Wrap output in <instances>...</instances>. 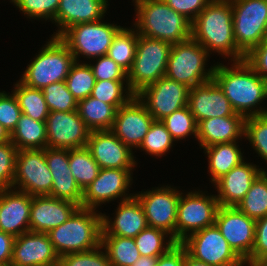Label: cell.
I'll return each instance as SVG.
<instances>
[{
	"mask_svg": "<svg viewBox=\"0 0 267 266\" xmlns=\"http://www.w3.org/2000/svg\"><path fill=\"white\" fill-rule=\"evenodd\" d=\"M47 235L59 257L92 250L101 245L102 213L78 207L64 223Z\"/></svg>",
	"mask_w": 267,
	"mask_h": 266,
	"instance_id": "cell-4",
	"label": "cell"
},
{
	"mask_svg": "<svg viewBox=\"0 0 267 266\" xmlns=\"http://www.w3.org/2000/svg\"><path fill=\"white\" fill-rule=\"evenodd\" d=\"M187 251L181 243H175L165 254L158 257L156 266H184Z\"/></svg>",
	"mask_w": 267,
	"mask_h": 266,
	"instance_id": "cell-53",
	"label": "cell"
},
{
	"mask_svg": "<svg viewBox=\"0 0 267 266\" xmlns=\"http://www.w3.org/2000/svg\"><path fill=\"white\" fill-rule=\"evenodd\" d=\"M245 118L235 113L231 116L208 118L197 124L200 147L231 143L244 136Z\"/></svg>",
	"mask_w": 267,
	"mask_h": 266,
	"instance_id": "cell-27",
	"label": "cell"
},
{
	"mask_svg": "<svg viewBox=\"0 0 267 266\" xmlns=\"http://www.w3.org/2000/svg\"><path fill=\"white\" fill-rule=\"evenodd\" d=\"M244 60L267 81V36L257 47L245 55Z\"/></svg>",
	"mask_w": 267,
	"mask_h": 266,
	"instance_id": "cell-52",
	"label": "cell"
},
{
	"mask_svg": "<svg viewBox=\"0 0 267 266\" xmlns=\"http://www.w3.org/2000/svg\"><path fill=\"white\" fill-rule=\"evenodd\" d=\"M59 263L47 233L28 231L14 241L10 266H51Z\"/></svg>",
	"mask_w": 267,
	"mask_h": 266,
	"instance_id": "cell-20",
	"label": "cell"
},
{
	"mask_svg": "<svg viewBox=\"0 0 267 266\" xmlns=\"http://www.w3.org/2000/svg\"><path fill=\"white\" fill-rule=\"evenodd\" d=\"M52 190L48 196L71 201L81 207L83 191L76 183L72 173L52 174Z\"/></svg>",
	"mask_w": 267,
	"mask_h": 266,
	"instance_id": "cell-43",
	"label": "cell"
},
{
	"mask_svg": "<svg viewBox=\"0 0 267 266\" xmlns=\"http://www.w3.org/2000/svg\"><path fill=\"white\" fill-rule=\"evenodd\" d=\"M52 174L46 163L45 149L18 150L15 162L13 189H20L31 196L49 195ZM16 185H18L16 187Z\"/></svg>",
	"mask_w": 267,
	"mask_h": 266,
	"instance_id": "cell-12",
	"label": "cell"
},
{
	"mask_svg": "<svg viewBox=\"0 0 267 266\" xmlns=\"http://www.w3.org/2000/svg\"><path fill=\"white\" fill-rule=\"evenodd\" d=\"M79 206L48 195L32 196L30 231L48 233L64 223Z\"/></svg>",
	"mask_w": 267,
	"mask_h": 266,
	"instance_id": "cell-23",
	"label": "cell"
},
{
	"mask_svg": "<svg viewBox=\"0 0 267 266\" xmlns=\"http://www.w3.org/2000/svg\"><path fill=\"white\" fill-rule=\"evenodd\" d=\"M11 142L10 132L0 123V144Z\"/></svg>",
	"mask_w": 267,
	"mask_h": 266,
	"instance_id": "cell-56",
	"label": "cell"
},
{
	"mask_svg": "<svg viewBox=\"0 0 267 266\" xmlns=\"http://www.w3.org/2000/svg\"><path fill=\"white\" fill-rule=\"evenodd\" d=\"M17 152L12 142L0 144V190L12 188Z\"/></svg>",
	"mask_w": 267,
	"mask_h": 266,
	"instance_id": "cell-46",
	"label": "cell"
},
{
	"mask_svg": "<svg viewBox=\"0 0 267 266\" xmlns=\"http://www.w3.org/2000/svg\"><path fill=\"white\" fill-rule=\"evenodd\" d=\"M172 44L138 34L136 55L127 87L134 95L165 76Z\"/></svg>",
	"mask_w": 267,
	"mask_h": 266,
	"instance_id": "cell-6",
	"label": "cell"
},
{
	"mask_svg": "<svg viewBox=\"0 0 267 266\" xmlns=\"http://www.w3.org/2000/svg\"><path fill=\"white\" fill-rule=\"evenodd\" d=\"M231 66L215 65L213 79L223 90L235 113L244 118L266 114L267 109L261 106L258 109L257 105L267 98V81L244 59L233 61Z\"/></svg>",
	"mask_w": 267,
	"mask_h": 266,
	"instance_id": "cell-1",
	"label": "cell"
},
{
	"mask_svg": "<svg viewBox=\"0 0 267 266\" xmlns=\"http://www.w3.org/2000/svg\"><path fill=\"white\" fill-rule=\"evenodd\" d=\"M250 266H267V216L256 221L255 243Z\"/></svg>",
	"mask_w": 267,
	"mask_h": 266,
	"instance_id": "cell-49",
	"label": "cell"
},
{
	"mask_svg": "<svg viewBox=\"0 0 267 266\" xmlns=\"http://www.w3.org/2000/svg\"><path fill=\"white\" fill-rule=\"evenodd\" d=\"M181 244L190 257L209 265H245V262L230 247L215 224L191 234Z\"/></svg>",
	"mask_w": 267,
	"mask_h": 266,
	"instance_id": "cell-11",
	"label": "cell"
},
{
	"mask_svg": "<svg viewBox=\"0 0 267 266\" xmlns=\"http://www.w3.org/2000/svg\"><path fill=\"white\" fill-rule=\"evenodd\" d=\"M237 142L215 144L203 148L208 155L209 173L213 184L232 168L243 162V154Z\"/></svg>",
	"mask_w": 267,
	"mask_h": 266,
	"instance_id": "cell-29",
	"label": "cell"
},
{
	"mask_svg": "<svg viewBox=\"0 0 267 266\" xmlns=\"http://www.w3.org/2000/svg\"><path fill=\"white\" fill-rule=\"evenodd\" d=\"M174 141L186 139L189 135L197 138V122L188 106L182 107L161 120Z\"/></svg>",
	"mask_w": 267,
	"mask_h": 266,
	"instance_id": "cell-39",
	"label": "cell"
},
{
	"mask_svg": "<svg viewBox=\"0 0 267 266\" xmlns=\"http://www.w3.org/2000/svg\"><path fill=\"white\" fill-rule=\"evenodd\" d=\"M187 106L197 124L208 118L235 114L229 100L214 79L191 88Z\"/></svg>",
	"mask_w": 267,
	"mask_h": 266,
	"instance_id": "cell-21",
	"label": "cell"
},
{
	"mask_svg": "<svg viewBox=\"0 0 267 266\" xmlns=\"http://www.w3.org/2000/svg\"><path fill=\"white\" fill-rule=\"evenodd\" d=\"M137 41L138 33L135 29L122 27L114 36L107 56L128 73L136 55Z\"/></svg>",
	"mask_w": 267,
	"mask_h": 266,
	"instance_id": "cell-32",
	"label": "cell"
},
{
	"mask_svg": "<svg viewBox=\"0 0 267 266\" xmlns=\"http://www.w3.org/2000/svg\"><path fill=\"white\" fill-rule=\"evenodd\" d=\"M154 120L144 103L134 95L117 109L111 131L131 150L139 149Z\"/></svg>",
	"mask_w": 267,
	"mask_h": 266,
	"instance_id": "cell-17",
	"label": "cell"
},
{
	"mask_svg": "<svg viewBox=\"0 0 267 266\" xmlns=\"http://www.w3.org/2000/svg\"><path fill=\"white\" fill-rule=\"evenodd\" d=\"M65 82L73 97L80 101L91 95L96 79L88 63L75 61L70 68Z\"/></svg>",
	"mask_w": 267,
	"mask_h": 266,
	"instance_id": "cell-37",
	"label": "cell"
},
{
	"mask_svg": "<svg viewBox=\"0 0 267 266\" xmlns=\"http://www.w3.org/2000/svg\"><path fill=\"white\" fill-rule=\"evenodd\" d=\"M22 114L37 121H46L50 111L45 101L42 89L32 88L20 80L13 90Z\"/></svg>",
	"mask_w": 267,
	"mask_h": 266,
	"instance_id": "cell-33",
	"label": "cell"
},
{
	"mask_svg": "<svg viewBox=\"0 0 267 266\" xmlns=\"http://www.w3.org/2000/svg\"><path fill=\"white\" fill-rule=\"evenodd\" d=\"M108 0H60L54 23L60 28L54 35L59 37L67 28L104 18Z\"/></svg>",
	"mask_w": 267,
	"mask_h": 266,
	"instance_id": "cell-26",
	"label": "cell"
},
{
	"mask_svg": "<svg viewBox=\"0 0 267 266\" xmlns=\"http://www.w3.org/2000/svg\"><path fill=\"white\" fill-rule=\"evenodd\" d=\"M136 21L139 35L171 44L191 38V22L168 6L164 0H136Z\"/></svg>",
	"mask_w": 267,
	"mask_h": 266,
	"instance_id": "cell-3",
	"label": "cell"
},
{
	"mask_svg": "<svg viewBox=\"0 0 267 266\" xmlns=\"http://www.w3.org/2000/svg\"><path fill=\"white\" fill-rule=\"evenodd\" d=\"M95 65L89 64L96 81L101 80H128V73L113 59L106 56L96 58Z\"/></svg>",
	"mask_w": 267,
	"mask_h": 266,
	"instance_id": "cell-48",
	"label": "cell"
},
{
	"mask_svg": "<svg viewBox=\"0 0 267 266\" xmlns=\"http://www.w3.org/2000/svg\"><path fill=\"white\" fill-rule=\"evenodd\" d=\"M47 147L75 149L86 147L90 130L78 111L50 112L46 119Z\"/></svg>",
	"mask_w": 267,
	"mask_h": 266,
	"instance_id": "cell-18",
	"label": "cell"
},
{
	"mask_svg": "<svg viewBox=\"0 0 267 266\" xmlns=\"http://www.w3.org/2000/svg\"><path fill=\"white\" fill-rule=\"evenodd\" d=\"M209 56L207 50L192 37L172 44L165 76L190 89L212 80L215 64L207 72L205 70Z\"/></svg>",
	"mask_w": 267,
	"mask_h": 266,
	"instance_id": "cell-7",
	"label": "cell"
},
{
	"mask_svg": "<svg viewBox=\"0 0 267 266\" xmlns=\"http://www.w3.org/2000/svg\"><path fill=\"white\" fill-rule=\"evenodd\" d=\"M173 142L164 123L161 120H154L139 148L149 155L161 157L170 150Z\"/></svg>",
	"mask_w": 267,
	"mask_h": 266,
	"instance_id": "cell-41",
	"label": "cell"
},
{
	"mask_svg": "<svg viewBox=\"0 0 267 266\" xmlns=\"http://www.w3.org/2000/svg\"><path fill=\"white\" fill-rule=\"evenodd\" d=\"M86 147L100 169H127L132 173L136 165L132 150L111 130L91 131Z\"/></svg>",
	"mask_w": 267,
	"mask_h": 266,
	"instance_id": "cell-19",
	"label": "cell"
},
{
	"mask_svg": "<svg viewBox=\"0 0 267 266\" xmlns=\"http://www.w3.org/2000/svg\"><path fill=\"white\" fill-rule=\"evenodd\" d=\"M117 24L96 22L78 23L67 28L59 38L66 44L76 62L80 54L87 58L106 56L114 36L121 29Z\"/></svg>",
	"mask_w": 267,
	"mask_h": 266,
	"instance_id": "cell-9",
	"label": "cell"
},
{
	"mask_svg": "<svg viewBox=\"0 0 267 266\" xmlns=\"http://www.w3.org/2000/svg\"><path fill=\"white\" fill-rule=\"evenodd\" d=\"M184 266H213V265H209L207 263L197 261L193 259L192 257H190L188 254H186Z\"/></svg>",
	"mask_w": 267,
	"mask_h": 266,
	"instance_id": "cell-57",
	"label": "cell"
},
{
	"mask_svg": "<svg viewBox=\"0 0 267 266\" xmlns=\"http://www.w3.org/2000/svg\"><path fill=\"white\" fill-rule=\"evenodd\" d=\"M101 246L112 266H131L141 257L134 238L101 235Z\"/></svg>",
	"mask_w": 267,
	"mask_h": 266,
	"instance_id": "cell-31",
	"label": "cell"
},
{
	"mask_svg": "<svg viewBox=\"0 0 267 266\" xmlns=\"http://www.w3.org/2000/svg\"><path fill=\"white\" fill-rule=\"evenodd\" d=\"M157 262H158V257L141 256L131 266H156Z\"/></svg>",
	"mask_w": 267,
	"mask_h": 266,
	"instance_id": "cell-55",
	"label": "cell"
},
{
	"mask_svg": "<svg viewBox=\"0 0 267 266\" xmlns=\"http://www.w3.org/2000/svg\"><path fill=\"white\" fill-rule=\"evenodd\" d=\"M12 3L29 18L54 20L60 0H12Z\"/></svg>",
	"mask_w": 267,
	"mask_h": 266,
	"instance_id": "cell-45",
	"label": "cell"
},
{
	"mask_svg": "<svg viewBox=\"0 0 267 266\" xmlns=\"http://www.w3.org/2000/svg\"><path fill=\"white\" fill-rule=\"evenodd\" d=\"M168 235L170 234L162 229L147 226L134 238L140 255L159 257L165 254L176 243L171 236L165 242L164 240Z\"/></svg>",
	"mask_w": 267,
	"mask_h": 266,
	"instance_id": "cell-36",
	"label": "cell"
},
{
	"mask_svg": "<svg viewBox=\"0 0 267 266\" xmlns=\"http://www.w3.org/2000/svg\"><path fill=\"white\" fill-rule=\"evenodd\" d=\"M191 37L207 52L230 56L232 61L244 57L234 38L233 12L230 0H212L191 23Z\"/></svg>",
	"mask_w": 267,
	"mask_h": 266,
	"instance_id": "cell-2",
	"label": "cell"
},
{
	"mask_svg": "<svg viewBox=\"0 0 267 266\" xmlns=\"http://www.w3.org/2000/svg\"><path fill=\"white\" fill-rule=\"evenodd\" d=\"M124 82H126V87L128 80L96 81L90 96L99 99L100 101H103L105 103L111 104L118 109L124 104H126L134 96L130 88L124 87Z\"/></svg>",
	"mask_w": 267,
	"mask_h": 266,
	"instance_id": "cell-38",
	"label": "cell"
},
{
	"mask_svg": "<svg viewBox=\"0 0 267 266\" xmlns=\"http://www.w3.org/2000/svg\"><path fill=\"white\" fill-rule=\"evenodd\" d=\"M201 191L180 195L176 221V243L191 234L214 225L220 207L216 195L206 196Z\"/></svg>",
	"mask_w": 267,
	"mask_h": 266,
	"instance_id": "cell-10",
	"label": "cell"
},
{
	"mask_svg": "<svg viewBox=\"0 0 267 266\" xmlns=\"http://www.w3.org/2000/svg\"><path fill=\"white\" fill-rule=\"evenodd\" d=\"M42 91L50 112H70L77 110L78 101L68 90L65 81L55 82L45 86Z\"/></svg>",
	"mask_w": 267,
	"mask_h": 266,
	"instance_id": "cell-40",
	"label": "cell"
},
{
	"mask_svg": "<svg viewBox=\"0 0 267 266\" xmlns=\"http://www.w3.org/2000/svg\"><path fill=\"white\" fill-rule=\"evenodd\" d=\"M131 172L127 169H100L98 176L83 190L81 207L96 210L100 204L120 198L130 199L134 193H126L132 181Z\"/></svg>",
	"mask_w": 267,
	"mask_h": 266,
	"instance_id": "cell-16",
	"label": "cell"
},
{
	"mask_svg": "<svg viewBox=\"0 0 267 266\" xmlns=\"http://www.w3.org/2000/svg\"><path fill=\"white\" fill-rule=\"evenodd\" d=\"M74 63V56L66 44L53 36L28 64L20 81L29 87L43 89L52 83L65 81Z\"/></svg>",
	"mask_w": 267,
	"mask_h": 266,
	"instance_id": "cell-5",
	"label": "cell"
},
{
	"mask_svg": "<svg viewBox=\"0 0 267 266\" xmlns=\"http://www.w3.org/2000/svg\"><path fill=\"white\" fill-rule=\"evenodd\" d=\"M255 221L267 216V172H262L253 182L245 197L236 206Z\"/></svg>",
	"mask_w": 267,
	"mask_h": 266,
	"instance_id": "cell-34",
	"label": "cell"
},
{
	"mask_svg": "<svg viewBox=\"0 0 267 266\" xmlns=\"http://www.w3.org/2000/svg\"><path fill=\"white\" fill-rule=\"evenodd\" d=\"M234 38L245 58L267 36V0H230Z\"/></svg>",
	"mask_w": 267,
	"mask_h": 266,
	"instance_id": "cell-8",
	"label": "cell"
},
{
	"mask_svg": "<svg viewBox=\"0 0 267 266\" xmlns=\"http://www.w3.org/2000/svg\"><path fill=\"white\" fill-rule=\"evenodd\" d=\"M45 158L51 174L72 173L69 168V149L47 147Z\"/></svg>",
	"mask_w": 267,
	"mask_h": 266,
	"instance_id": "cell-50",
	"label": "cell"
},
{
	"mask_svg": "<svg viewBox=\"0 0 267 266\" xmlns=\"http://www.w3.org/2000/svg\"><path fill=\"white\" fill-rule=\"evenodd\" d=\"M235 253L250 266L256 221L236 206H220L214 223Z\"/></svg>",
	"mask_w": 267,
	"mask_h": 266,
	"instance_id": "cell-13",
	"label": "cell"
},
{
	"mask_svg": "<svg viewBox=\"0 0 267 266\" xmlns=\"http://www.w3.org/2000/svg\"><path fill=\"white\" fill-rule=\"evenodd\" d=\"M244 136L258 155L267 161V113L245 118Z\"/></svg>",
	"mask_w": 267,
	"mask_h": 266,
	"instance_id": "cell-42",
	"label": "cell"
},
{
	"mask_svg": "<svg viewBox=\"0 0 267 266\" xmlns=\"http://www.w3.org/2000/svg\"><path fill=\"white\" fill-rule=\"evenodd\" d=\"M15 238L9 233L0 231V264L10 266Z\"/></svg>",
	"mask_w": 267,
	"mask_h": 266,
	"instance_id": "cell-54",
	"label": "cell"
},
{
	"mask_svg": "<svg viewBox=\"0 0 267 266\" xmlns=\"http://www.w3.org/2000/svg\"><path fill=\"white\" fill-rule=\"evenodd\" d=\"M69 168L82 191L98 176L100 170L87 147L69 149Z\"/></svg>",
	"mask_w": 267,
	"mask_h": 266,
	"instance_id": "cell-35",
	"label": "cell"
},
{
	"mask_svg": "<svg viewBox=\"0 0 267 266\" xmlns=\"http://www.w3.org/2000/svg\"><path fill=\"white\" fill-rule=\"evenodd\" d=\"M114 221L102 214V235L135 238L148 225L139 200L133 196L120 201Z\"/></svg>",
	"mask_w": 267,
	"mask_h": 266,
	"instance_id": "cell-25",
	"label": "cell"
},
{
	"mask_svg": "<svg viewBox=\"0 0 267 266\" xmlns=\"http://www.w3.org/2000/svg\"><path fill=\"white\" fill-rule=\"evenodd\" d=\"M11 142L18 150L47 148L46 121L22 114L11 133Z\"/></svg>",
	"mask_w": 267,
	"mask_h": 266,
	"instance_id": "cell-30",
	"label": "cell"
},
{
	"mask_svg": "<svg viewBox=\"0 0 267 266\" xmlns=\"http://www.w3.org/2000/svg\"><path fill=\"white\" fill-rule=\"evenodd\" d=\"M181 193L170 186L134 194L139 200L147 225L166 231L176 242V221Z\"/></svg>",
	"mask_w": 267,
	"mask_h": 266,
	"instance_id": "cell-14",
	"label": "cell"
},
{
	"mask_svg": "<svg viewBox=\"0 0 267 266\" xmlns=\"http://www.w3.org/2000/svg\"><path fill=\"white\" fill-rule=\"evenodd\" d=\"M32 196L19 189L0 190V231L14 237L30 231Z\"/></svg>",
	"mask_w": 267,
	"mask_h": 266,
	"instance_id": "cell-22",
	"label": "cell"
},
{
	"mask_svg": "<svg viewBox=\"0 0 267 266\" xmlns=\"http://www.w3.org/2000/svg\"><path fill=\"white\" fill-rule=\"evenodd\" d=\"M77 111L90 131L111 130L117 108L92 96L78 101Z\"/></svg>",
	"mask_w": 267,
	"mask_h": 266,
	"instance_id": "cell-28",
	"label": "cell"
},
{
	"mask_svg": "<svg viewBox=\"0 0 267 266\" xmlns=\"http://www.w3.org/2000/svg\"><path fill=\"white\" fill-rule=\"evenodd\" d=\"M100 245L89 251L71 253L59 257L60 266H112L106 252Z\"/></svg>",
	"mask_w": 267,
	"mask_h": 266,
	"instance_id": "cell-44",
	"label": "cell"
},
{
	"mask_svg": "<svg viewBox=\"0 0 267 266\" xmlns=\"http://www.w3.org/2000/svg\"><path fill=\"white\" fill-rule=\"evenodd\" d=\"M211 1L212 0H164L168 6L177 13L183 15L191 23Z\"/></svg>",
	"mask_w": 267,
	"mask_h": 266,
	"instance_id": "cell-51",
	"label": "cell"
},
{
	"mask_svg": "<svg viewBox=\"0 0 267 266\" xmlns=\"http://www.w3.org/2000/svg\"><path fill=\"white\" fill-rule=\"evenodd\" d=\"M189 90L186 85L163 76L136 95L155 120H162L174 111L187 106Z\"/></svg>",
	"mask_w": 267,
	"mask_h": 266,
	"instance_id": "cell-15",
	"label": "cell"
},
{
	"mask_svg": "<svg viewBox=\"0 0 267 266\" xmlns=\"http://www.w3.org/2000/svg\"><path fill=\"white\" fill-rule=\"evenodd\" d=\"M262 172H265L263 168L244 161L232 168L214 183L219 205L237 206Z\"/></svg>",
	"mask_w": 267,
	"mask_h": 266,
	"instance_id": "cell-24",
	"label": "cell"
},
{
	"mask_svg": "<svg viewBox=\"0 0 267 266\" xmlns=\"http://www.w3.org/2000/svg\"><path fill=\"white\" fill-rule=\"evenodd\" d=\"M22 115L18 100L14 93L0 92V123L10 132L15 129Z\"/></svg>",
	"mask_w": 267,
	"mask_h": 266,
	"instance_id": "cell-47",
	"label": "cell"
},
{
	"mask_svg": "<svg viewBox=\"0 0 267 266\" xmlns=\"http://www.w3.org/2000/svg\"><path fill=\"white\" fill-rule=\"evenodd\" d=\"M51 266H60V264H59V263H56V264H54V265H51Z\"/></svg>",
	"mask_w": 267,
	"mask_h": 266,
	"instance_id": "cell-58",
	"label": "cell"
}]
</instances>
